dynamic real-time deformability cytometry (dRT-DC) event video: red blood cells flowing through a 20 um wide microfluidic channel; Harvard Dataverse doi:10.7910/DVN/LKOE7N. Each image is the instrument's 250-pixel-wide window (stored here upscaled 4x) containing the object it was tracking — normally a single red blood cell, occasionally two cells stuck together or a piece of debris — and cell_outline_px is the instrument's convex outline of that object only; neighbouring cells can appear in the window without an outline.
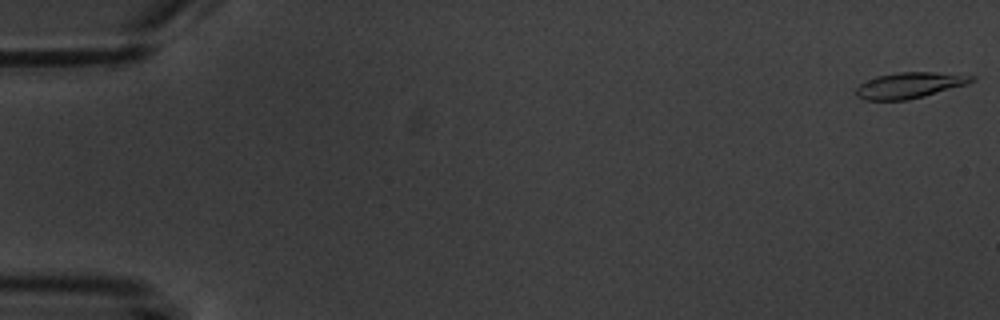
{"species": "common noctule bat (a hibernating species)", "species_latin": "Nyctalus noctula", "temperature_condition": "warm", "stored_images_in_passage": 6, "camera_frame_rate_fps": 3000, "um_per_image_px": 0.085, "animal": {"sex": "male", "body_mass_g": 20.1, "forearm_length_mm": 53.5}, "frame": {"image": 1, "passage_image": 1, "time_ms": 0.0, "image_size_px": [1000, 320], "cell_outline_px": [[976, 80], [968, 84], [924, 96], [908, 100], [864, 100], [856, 96], [856, 88], [860, 84], [876, 76], [900, 72], [936, 72], [976, 76]], "centroid_in_image_um": [77.33, 7.25], "position_along_channel_um": 7.7, "area_um2": 17.46}}